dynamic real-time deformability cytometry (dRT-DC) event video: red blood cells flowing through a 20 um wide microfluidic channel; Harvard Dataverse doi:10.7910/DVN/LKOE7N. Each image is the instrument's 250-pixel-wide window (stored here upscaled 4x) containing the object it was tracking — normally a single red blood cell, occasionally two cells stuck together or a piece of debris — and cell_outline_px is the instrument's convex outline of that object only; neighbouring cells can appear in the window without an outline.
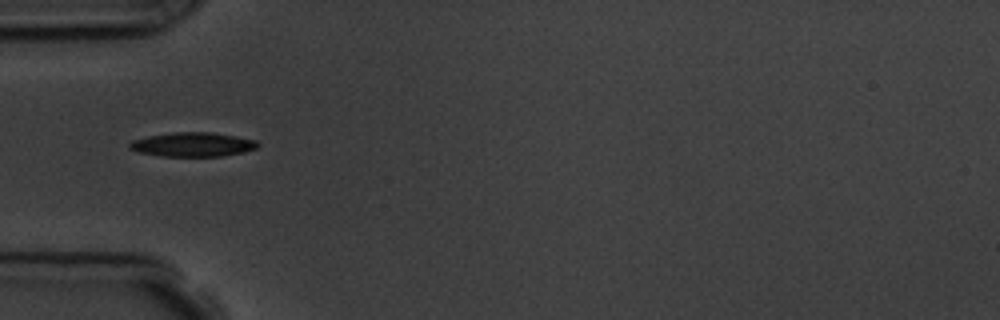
{"species": "common noctule bat (a hibernating species)", "species_latin": "Nyctalus noctula", "temperature_condition": "room temperature", "stored_images_in_passage": 9, "camera_frame_rate_fps": 3000, "um_per_image_px": 0.085, "animal": {"sex": "male", "body_mass_g": 19.5, "forearm_length_mm": 54.6}, "frame": {"image": 1, "passage_image": 6, "time_ms": 5.667, "image_size_px": [1000, 320], "cell_outline_px": [[260, 144], [256, 148], [244, 152], [220, 156], [164, 156], [140, 152], [128, 148], [128, 144], [132, 140], [148, 136], [172, 132], [212, 132], [236, 136], [256, 140]], "centroid_in_image_um": [16.39, 12.27], "position_along_channel_um": 68.6, "area_um2": 18.03}}
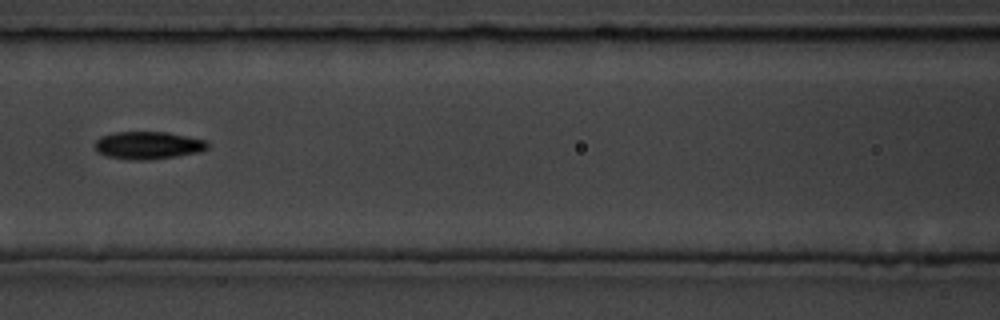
{"frame": {"image": 2, "passage_image": 8, "time_ms": 8.0, "image_size_px": [1000, 320], "cell_outline_px": [[208, 148], [200, 152], [176, 156], [148, 160], [128, 160], [108, 156], [96, 152], [96, 140], [100, 136], [116, 132], [168, 132], [204, 140], [208, 144]], "centroid_in_image_um": [12.57, 12.35], "position_along_channel_um": 154.0, "area_um2": 18.09}}